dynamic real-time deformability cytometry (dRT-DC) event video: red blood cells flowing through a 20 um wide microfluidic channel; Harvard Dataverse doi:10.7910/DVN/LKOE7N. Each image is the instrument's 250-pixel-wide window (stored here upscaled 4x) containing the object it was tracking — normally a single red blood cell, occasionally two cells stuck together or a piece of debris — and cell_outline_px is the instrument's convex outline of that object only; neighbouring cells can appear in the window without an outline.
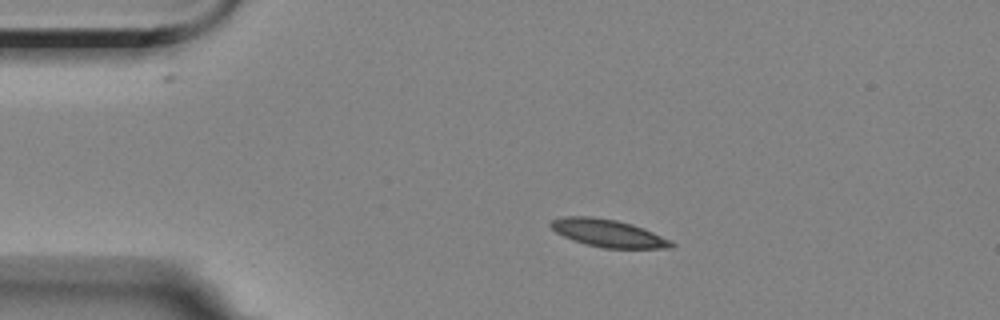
{"species": "Egyptian fruit bat (a non-hibernating species)", "species_latin": "Rousettus aegyptiacus", "temperature_condition": "room temperature", "stored_images_in_passage": 3, "camera_frame_rate_fps": 3000, "um_per_image_px": 0.085, "animal": {"sex": "female"}, "frame": {"image": 1, "passage_image": 1, "time_ms": 0.0, "image_size_px": [1000, 320], "cell_outline_px": [[676, 244], [672, 248], [604, 248], [584, 244], [572, 240], [556, 232], [548, 224], [552, 220], [568, 216], [588, 216], [616, 220], [632, 224], [644, 228]], "centroid_in_image_um": [51.67, 19.82], "position_along_channel_um": 33.3, "area_um2": 19.19}}
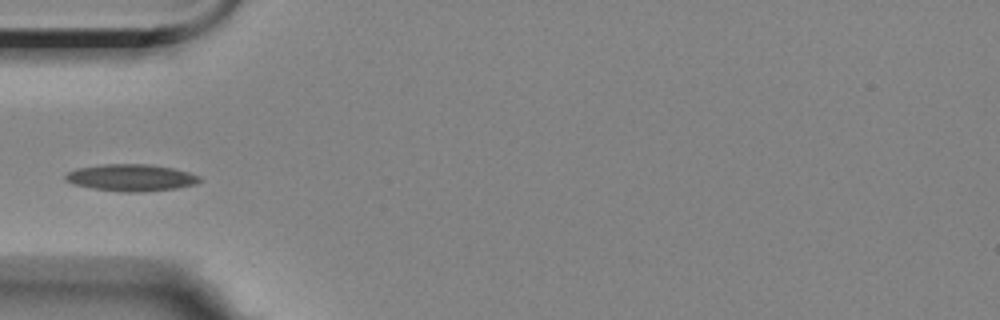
{"frame": {"image": 2, "passage_image": 3, "time_ms": 2.333, "image_size_px": [1000, 320], "cell_outline_px": [[204, 180], [196, 184], [176, 188], [144, 192], [120, 192], [92, 188], [72, 184], [64, 180], [64, 176], [68, 172], [76, 168], [100, 164], [152, 164], [172, 168], [188, 172], [200, 176]], "centroid_in_image_um": [11.13, 15.1], "position_along_channel_um": 73.9, "area_um2": 21.33}}